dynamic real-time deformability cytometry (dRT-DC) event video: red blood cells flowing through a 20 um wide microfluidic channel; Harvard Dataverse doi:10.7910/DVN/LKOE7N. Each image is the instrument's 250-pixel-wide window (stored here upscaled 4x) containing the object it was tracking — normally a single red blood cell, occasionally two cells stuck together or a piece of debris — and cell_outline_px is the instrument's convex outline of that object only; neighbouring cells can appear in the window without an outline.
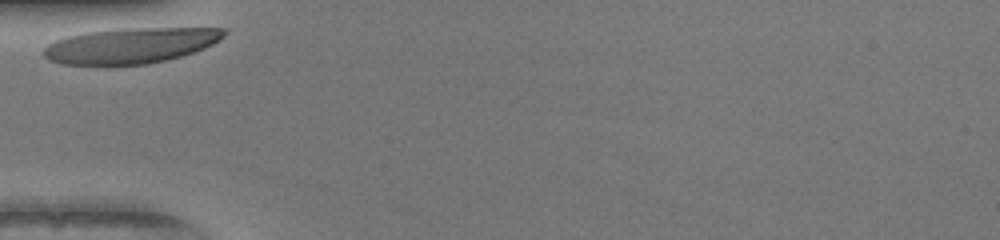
{"species": "human", "species_latin": "Homo sapiens", "temperature_condition": "warm", "stored_images_in_passage": 31, "camera_frame_rate_fps": 3000, "um_per_image_px": 0.085, "donor": {"sex": "female"}, "frame": {"image": 1, "passage_image": 1, "time_ms": 0.0, "image_size_px": [1000, 240], "cell_outline_px": [[228, 32], [224, 36], [212, 44], [204, 48], [180, 56], [148, 64], [108, 68], [60, 64], [48, 60], [44, 56], [44, 48], [48, 44], [56, 40], [68, 36], [84, 32], [128, 28], [228, 28]], "centroid_in_image_um": [11.03, 3.91], "position_along_channel_um": 74.0, "area_um2": 38.26}}
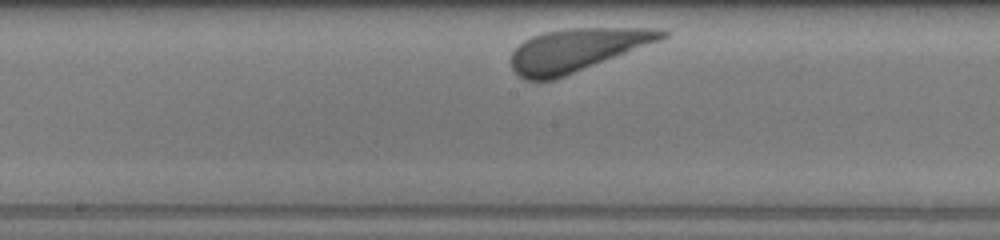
{"frame": {"image": 2, "passage_image": 13, "time_ms": 4.0, "image_size_px": [1000, 240], "cell_outline_px": [[668, 36], [660, 40], [556, 80], [524, 80], [512, 68], [512, 52], [524, 40], [532, 36], [544, 32], [568, 28], [660, 28], [668, 32]], "centroid_in_image_um": [49.04, 4.24], "position_along_channel_um": 199.2, "area_um2": 37.51}}
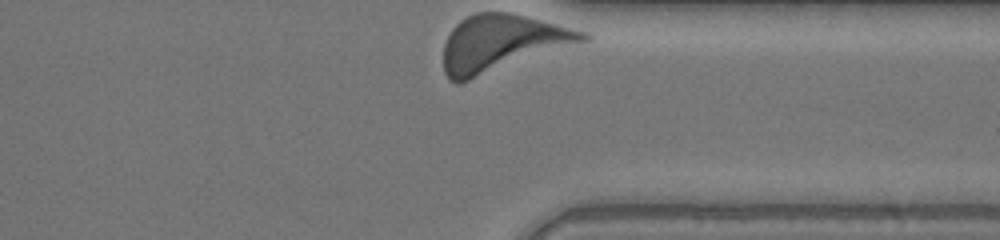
{"frame": {"image": 3, "passage_image": 31, "time_ms": 10.0, "image_size_px": [1000, 240], "cell_outline_px": [[592, 36], [588, 40], [460, 84], [456, 84], [448, 80], [444, 72], [444, 44], [452, 28], [460, 20], [476, 12], [512, 12], [588, 32]], "centroid_in_image_um": [42.65, 3.68], "position_along_channel_um": 368.8, "area_um2": 46.3}}